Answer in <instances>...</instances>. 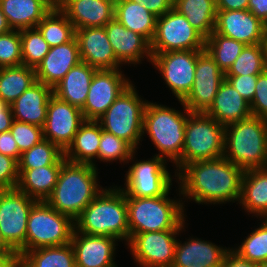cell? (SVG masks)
Returning <instances> with one entry per match:
<instances>
[{"instance_id": "cell-1", "label": "cell", "mask_w": 267, "mask_h": 267, "mask_svg": "<svg viewBox=\"0 0 267 267\" xmlns=\"http://www.w3.org/2000/svg\"><path fill=\"white\" fill-rule=\"evenodd\" d=\"M244 171L224 156L186 164L175 179L179 196L199 204L239 203Z\"/></svg>"}, {"instance_id": "cell-2", "label": "cell", "mask_w": 267, "mask_h": 267, "mask_svg": "<svg viewBox=\"0 0 267 267\" xmlns=\"http://www.w3.org/2000/svg\"><path fill=\"white\" fill-rule=\"evenodd\" d=\"M97 178L98 168L66 160L61 166L52 194L45 201L75 221L104 189L98 184Z\"/></svg>"}, {"instance_id": "cell-3", "label": "cell", "mask_w": 267, "mask_h": 267, "mask_svg": "<svg viewBox=\"0 0 267 267\" xmlns=\"http://www.w3.org/2000/svg\"><path fill=\"white\" fill-rule=\"evenodd\" d=\"M75 229L83 234L114 237L128 243L127 202L120 186L104 188L75 220Z\"/></svg>"}, {"instance_id": "cell-4", "label": "cell", "mask_w": 267, "mask_h": 267, "mask_svg": "<svg viewBox=\"0 0 267 267\" xmlns=\"http://www.w3.org/2000/svg\"><path fill=\"white\" fill-rule=\"evenodd\" d=\"M179 102L183 106L184 112L148 101L143 119V136L147 133L152 144L160 152L155 156H159L167 162L171 160L176 165L173 178L182 169L185 125L191 113L182 101Z\"/></svg>"}, {"instance_id": "cell-5", "label": "cell", "mask_w": 267, "mask_h": 267, "mask_svg": "<svg viewBox=\"0 0 267 267\" xmlns=\"http://www.w3.org/2000/svg\"><path fill=\"white\" fill-rule=\"evenodd\" d=\"M223 156L243 171L267 167V120L251 115L225 126Z\"/></svg>"}, {"instance_id": "cell-6", "label": "cell", "mask_w": 267, "mask_h": 267, "mask_svg": "<svg viewBox=\"0 0 267 267\" xmlns=\"http://www.w3.org/2000/svg\"><path fill=\"white\" fill-rule=\"evenodd\" d=\"M171 188L158 197H126L130 237L151 231L182 229L184 203L168 197Z\"/></svg>"}, {"instance_id": "cell-7", "label": "cell", "mask_w": 267, "mask_h": 267, "mask_svg": "<svg viewBox=\"0 0 267 267\" xmlns=\"http://www.w3.org/2000/svg\"><path fill=\"white\" fill-rule=\"evenodd\" d=\"M133 85L126 88L97 121L102 130L123 139L136 150L143 139V119L148 100L138 96Z\"/></svg>"}, {"instance_id": "cell-8", "label": "cell", "mask_w": 267, "mask_h": 267, "mask_svg": "<svg viewBox=\"0 0 267 267\" xmlns=\"http://www.w3.org/2000/svg\"><path fill=\"white\" fill-rule=\"evenodd\" d=\"M225 126L204 112H191L186 120L182 168L191 162L224 155Z\"/></svg>"}, {"instance_id": "cell-9", "label": "cell", "mask_w": 267, "mask_h": 267, "mask_svg": "<svg viewBox=\"0 0 267 267\" xmlns=\"http://www.w3.org/2000/svg\"><path fill=\"white\" fill-rule=\"evenodd\" d=\"M74 230L71 217L56 211L46 201H37L28 216L26 251L69 244Z\"/></svg>"}, {"instance_id": "cell-10", "label": "cell", "mask_w": 267, "mask_h": 267, "mask_svg": "<svg viewBox=\"0 0 267 267\" xmlns=\"http://www.w3.org/2000/svg\"><path fill=\"white\" fill-rule=\"evenodd\" d=\"M36 202L18 188L0 190V234L18 259L26 252L27 221Z\"/></svg>"}, {"instance_id": "cell-11", "label": "cell", "mask_w": 267, "mask_h": 267, "mask_svg": "<svg viewBox=\"0 0 267 267\" xmlns=\"http://www.w3.org/2000/svg\"><path fill=\"white\" fill-rule=\"evenodd\" d=\"M205 42L206 38L191 26L186 17L172 8L157 18L150 49L151 53L204 50Z\"/></svg>"}, {"instance_id": "cell-12", "label": "cell", "mask_w": 267, "mask_h": 267, "mask_svg": "<svg viewBox=\"0 0 267 267\" xmlns=\"http://www.w3.org/2000/svg\"><path fill=\"white\" fill-rule=\"evenodd\" d=\"M137 161V162H136ZM125 176V187H120L126 197H158L163 196L172 185L171 173L167 169V161L159 156L148 160H136Z\"/></svg>"}, {"instance_id": "cell-13", "label": "cell", "mask_w": 267, "mask_h": 267, "mask_svg": "<svg viewBox=\"0 0 267 267\" xmlns=\"http://www.w3.org/2000/svg\"><path fill=\"white\" fill-rule=\"evenodd\" d=\"M184 227L185 225L182 229L133 234L126 244L140 267H172L176 237L185 229Z\"/></svg>"}, {"instance_id": "cell-14", "label": "cell", "mask_w": 267, "mask_h": 267, "mask_svg": "<svg viewBox=\"0 0 267 267\" xmlns=\"http://www.w3.org/2000/svg\"><path fill=\"white\" fill-rule=\"evenodd\" d=\"M202 50H179L163 53H151L152 65L160 71L165 84L178 101L191 90L197 56Z\"/></svg>"}, {"instance_id": "cell-15", "label": "cell", "mask_w": 267, "mask_h": 267, "mask_svg": "<svg viewBox=\"0 0 267 267\" xmlns=\"http://www.w3.org/2000/svg\"><path fill=\"white\" fill-rule=\"evenodd\" d=\"M225 73L215 63L206 49L197 56L194 82L190 92L181 100L190 112H206L214 98Z\"/></svg>"}, {"instance_id": "cell-16", "label": "cell", "mask_w": 267, "mask_h": 267, "mask_svg": "<svg viewBox=\"0 0 267 267\" xmlns=\"http://www.w3.org/2000/svg\"><path fill=\"white\" fill-rule=\"evenodd\" d=\"M121 69L97 70L81 109L85 120L97 121L132 82Z\"/></svg>"}, {"instance_id": "cell-17", "label": "cell", "mask_w": 267, "mask_h": 267, "mask_svg": "<svg viewBox=\"0 0 267 267\" xmlns=\"http://www.w3.org/2000/svg\"><path fill=\"white\" fill-rule=\"evenodd\" d=\"M85 121L80 108L56 97H50L43 126L44 139L58 145L63 151L73 142L75 134Z\"/></svg>"}, {"instance_id": "cell-18", "label": "cell", "mask_w": 267, "mask_h": 267, "mask_svg": "<svg viewBox=\"0 0 267 267\" xmlns=\"http://www.w3.org/2000/svg\"><path fill=\"white\" fill-rule=\"evenodd\" d=\"M266 24L250 10H217L214 31L245 45L263 43Z\"/></svg>"}, {"instance_id": "cell-19", "label": "cell", "mask_w": 267, "mask_h": 267, "mask_svg": "<svg viewBox=\"0 0 267 267\" xmlns=\"http://www.w3.org/2000/svg\"><path fill=\"white\" fill-rule=\"evenodd\" d=\"M75 38L82 62L97 70L121 69L123 64L116 58L105 27L76 29Z\"/></svg>"}, {"instance_id": "cell-20", "label": "cell", "mask_w": 267, "mask_h": 267, "mask_svg": "<svg viewBox=\"0 0 267 267\" xmlns=\"http://www.w3.org/2000/svg\"><path fill=\"white\" fill-rule=\"evenodd\" d=\"M116 241L114 237L83 234L75 229L70 243L76 267H118L114 261Z\"/></svg>"}, {"instance_id": "cell-21", "label": "cell", "mask_w": 267, "mask_h": 267, "mask_svg": "<svg viewBox=\"0 0 267 267\" xmlns=\"http://www.w3.org/2000/svg\"><path fill=\"white\" fill-rule=\"evenodd\" d=\"M59 9L76 29L105 27L114 19L115 0H59Z\"/></svg>"}, {"instance_id": "cell-22", "label": "cell", "mask_w": 267, "mask_h": 267, "mask_svg": "<svg viewBox=\"0 0 267 267\" xmlns=\"http://www.w3.org/2000/svg\"><path fill=\"white\" fill-rule=\"evenodd\" d=\"M80 62L79 46L74 37L67 43L50 48L35 68L36 80L53 88Z\"/></svg>"}, {"instance_id": "cell-23", "label": "cell", "mask_w": 267, "mask_h": 267, "mask_svg": "<svg viewBox=\"0 0 267 267\" xmlns=\"http://www.w3.org/2000/svg\"><path fill=\"white\" fill-rule=\"evenodd\" d=\"M105 30L116 58L122 64L135 66L145 56L148 62L152 61L150 43L140 34L126 29L115 18L105 26Z\"/></svg>"}, {"instance_id": "cell-24", "label": "cell", "mask_w": 267, "mask_h": 267, "mask_svg": "<svg viewBox=\"0 0 267 267\" xmlns=\"http://www.w3.org/2000/svg\"><path fill=\"white\" fill-rule=\"evenodd\" d=\"M182 243L177 240L172 267H221L230 248L199 238H189Z\"/></svg>"}, {"instance_id": "cell-25", "label": "cell", "mask_w": 267, "mask_h": 267, "mask_svg": "<svg viewBox=\"0 0 267 267\" xmlns=\"http://www.w3.org/2000/svg\"><path fill=\"white\" fill-rule=\"evenodd\" d=\"M52 95V87L36 81L10 105L14 120L43 128Z\"/></svg>"}, {"instance_id": "cell-26", "label": "cell", "mask_w": 267, "mask_h": 267, "mask_svg": "<svg viewBox=\"0 0 267 267\" xmlns=\"http://www.w3.org/2000/svg\"><path fill=\"white\" fill-rule=\"evenodd\" d=\"M205 113L223 126L252 115L250 103L240 95L227 79L221 82L214 102Z\"/></svg>"}, {"instance_id": "cell-27", "label": "cell", "mask_w": 267, "mask_h": 267, "mask_svg": "<svg viewBox=\"0 0 267 267\" xmlns=\"http://www.w3.org/2000/svg\"><path fill=\"white\" fill-rule=\"evenodd\" d=\"M97 69L80 62L72 67L64 78L53 87V94L80 109L84 107L92 77Z\"/></svg>"}, {"instance_id": "cell-28", "label": "cell", "mask_w": 267, "mask_h": 267, "mask_svg": "<svg viewBox=\"0 0 267 267\" xmlns=\"http://www.w3.org/2000/svg\"><path fill=\"white\" fill-rule=\"evenodd\" d=\"M100 139L101 125L99 122L85 120L75 134L73 142L64 151L65 159L73 163L91 164L97 168L94 159L98 157Z\"/></svg>"}, {"instance_id": "cell-29", "label": "cell", "mask_w": 267, "mask_h": 267, "mask_svg": "<svg viewBox=\"0 0 267 267\" xmlns=\"http://www.w3.org/2000/svg\"><path fill=\"white\" fill-rule=\"evenodd\" d=\"M239 204L248 215L267 216V167L244 171Z\"/></svg>"}, {"instance_id": "cell-30", "label": "cell", "mask_w": 267, "mask_h": 267, "mask_svg": "<svg viewBox=\"0 0 267 267\" xmlns=\"http://www.w3.org/2000/svg\"><path fill=\"white\" fill-rule=\"evenodd\" d=\"M0 7L12 30L36 27L51 11L41 0H0Z\"/></svg>"}, {"instance_id": "cell-31", "label": "cell", "mask_w": 267, "mask_h": 267, "mask_svg": "<svg viewBox=\"0 0 267 267\" xmlns=\"http://www.w3.org/2000/svg\"><path fill=\"white\" fill-rule=\"evenodd\" d=\"M114 18L126 29L143 36L152 42L156 31L157 17L149 12L143 4L130 0H115Z\"/></svg>"}, {"instance_id": "cell-32", "label": "cell", "mask_w": 267, "mask_h": 267, "mask_svg": "<svg viewBox=\"0 0 267 267\" xmlns=\"http://www.w3.org/2000/svg\"><path fill=\"white\" fill-rule=\"evenodd\" d=\"M62 165H49L19 171L17 188L37 201H45L53 192Z\"/></svg>"}, {"instance_id": "cell-33", "label": "cell", "mask_w": 267, "mask_h": 267, "mask_svg": "<svg viewBox=\"0 0 267 267\" xmlns=\"http://www.w3.org/2000/svg\"><path fill=\"white\" fill-rule=\"evenodd\" d=\"M173 9L185 16L205 38L214 31L217 15L215 0H173Z\"/></svg>"}, {"instance_id": "cell-34", "label": "cell", "mask_w": 267, "mask_h": 267, "mask_svg": "<svg viewBox=\"0 0 267 267\" xmlns=\"http://www.w3.org/2000/svg\"><path fill=\"white\" fill-rule=\"evenodd\" d=\"M17 267H76L74 250L71 243L29 250L18 259Z\"/></svg>"}, {"instance_id": "cell-35", "label": "cell", "mask_w": 267, "mask_h": 267, "mask_svg": "<svg viewBox=\"0 0 267 267\" xmlns=\"http://www.w3.org/2000/svg\"><path fill=\"white\" fill-rule=\"evenodd\" d=\"M35 68L18 65L0 68V99L11 105L36 82Z\"/></svg>"}, {"instance_id": "cell-36", "label": "cell", "mask_w": 267, "mask_h": 267, "mask_svg": "<svg viewBox=\"0 0 267 267\" xmlns=\"http://www.w3.org/2000/svg\"><path fill=\"white\" fill-rule=\"evenodd\" d=\"M50 48L67 43L75 37V27L59 9L51 10L36 26Z\"/></svg>"}, {"instance_id": "cell-37", "label": "cell", "mask_w": 267, "mask_h": 267, "mask_svg": "<svg viewBox=\"0 0 267 267\" xmlns=\"http://www.w3.org/2000/svg\"><path fill=\"white\" fill-rule=\"evenodd\" d=\"M65 161L64 151L58 145L43 139L40 143L21 154L18 161V170L62 165Z\"/></svg>"}, {"instance_id": "cell-38", "label": "cell", "mask_w": 267, "mask_h": 267, "mask_svg": "<svg viewBox=\"0 0 267 267\" xmlns=\"http://www.w3.org/2000/svg\"><path fill=\"white\" fill-rule=\"evenodd\" d=\"M246 45L213 31L206 38L205 49L214 58L219 68L226 73Z\"/></svg>"}, {"instance_id": "cell-39", "label": "cell", "mask_w": 267, "mask_h": 267, "mask_svg": "<svg viewBox=\"0 0 267 267\" xmlns=\"http://www.w3.org/2000/svg\"><path fill=\"white\" fill-rule=\"evenodd\" d=\"M267 70L263 43L246 45L225 75H259Z\"/></svg>"}, {"instance_id": "cell-40", "label": "cell", "mask_w": 267, "mask_h": 267, "mask_svg": "<svg viewBox=\"0 0 267 267\" xmlns=\"http://www.w3.org/2000/svg\"><path fill=\"white\" fill-rule=\"evenodd\" d=\"M261 222L260 227L248 234L241 245L231 248L240 257L256 264L267 261V220L263 218Z\"/></svg>"}, {"instance_id": "cell-41", "label": "cell", "mask_w": 267, "mask_h": 267, "mask_svg": "<svg viewBox=\"0 0 267 267\" xmlns=\"http://www.w3.org/2000/svg\"><path fill=\"white\" fill-rule=\"evenodd\" d=\"M22 64L36 68L49 52L50 46L37 27L20 30Z\"/></svg>"}, {"instance_id": "cell-42", "label": "cell", "mask_w": 267, "mask_h": 267, "mask_svg": "<svg viewBox=\"0 0 267 267\" xmlns=\"http://www.w3.org/2000/svg\"><path fill=\"white\" fill-rule=\"evenodd\" d=\"M137 150L123 139L117 138L101 128V139L97 159L103 162H113L119 160L120 163L131 162Z\"/></svg>"}, {"instance_id": "cell-43", "label": "cell", "mask_w": 267, "mask_h": 267, "mask_svg": "<svg viewBox=\"0 0 267 267\" xmlns=\"http://www.w3.org/2000/svg\"><path fill=\"white\" fill-rule=\"evenodd\" d=\"M22 64L21 35L19 30L0 34V68Z\"/></svg>"}, {"instance_id": "cell-44", "label": "cell", "mask_w": 267, "mask_h": 267, "mask_svg": "<svg viewBox=\"0 0 267 267\" xmlns=\"http://www.w3.org/2000/svg\"><path fill=\"white\" fill-rule=\"evenodd\" d=\"M10 132L22 154L40 143L43 139V128L26 122L13 121Z\"/></svg>"}, {"instance_id": "cell-45", "label": "cell", "mask_w": 267, "mask_h": 267, "mask_svg": "<svg viewBox=\"0 0 267 267\" xmlns=\"http://www.w3.org/2000/svg\"><path fill=\"white\" fill-rule=\"evenodd\" d=\"M18 181V161L0 153V190L17 188Z\"/></svg>"}, {"instance_id": "cell-46", "label": "cell", "mask_w": 267, "mask_h": 267, "mask_svg": "<svg viewBox=\"0 0 267 267\" xmlns=\"http://www.w3.org/2000/svg\"><path fill=\"white\" fill-rule=\"evenodd\" d=\"M255 94L250 103L254 116L267 120V70L258 75Z\"/></svg>"}, {"instance_id": "cell-47", "label": "cell", "mask_w": 267, "mask_h": 267, "mask_svg": "<svg viewBox=\"0 0 267 267\" xmlns=\"http://www.w3.org/2000/svg\"><path fill=\"white\" fill-rule=\"evenodd\" d=\"M257 78L258 75H225V79H227L249 103L252 102L256 91L255 86Z\"/></svg>"}, {"instance_id": "cell-48", "label": "cell", "mask_w": 267, "mask_h": 267, "mask_svg": "<svg viewBox=\"0 0 267 267\" xmlns=\"http://www.w3.org/2000/svg\"><path fill=\"white\" fill-rule=\"evenodd\" d=\"M0 153L19 161L21 153L10 130L0 133Z\"/></svg>"}, {"instance_id": "cell-49", "label": "cell", "mask_w": 267, "mask_h": 267, "mask_svg": "<svg viewBox=\"0 0 267 267\" xmlns=\"http://www.w3.org/2000/svg\"><path fill=\"white\" fill-rule=\"evenodd\" d=\"M134 3L143 4L144 7L157 18L173 8V0H130Z\"/></svg>"}, {"instance_id": "cell-50", "label": "cell", "mask_w": 267, "mask_h": 267, "mask_svg": "<svg viewBox=\"0 0 267 267\" xmlns=\"http://www.w3.org/2000/svg\"><path fill=\"white\" fill-rule=\"evenodd\" d=\"M221 267H258V264L240 257L236 252L230 249L226 253Z\"/></svg>"}, {"instance_id": "cell-51", "label": "cell", "mask_w": 267, "mask_h": 267, "mask_svg": "<svg viewBox=\"0 0 267 267\" xmlns=\"http://www.w3.org/2000/svg\"><path fill=\"white\" fill-rule=\"evenodd\" d=\"M13 121L11 106L0 99V133L9 131Z\"/></svg>"}, {"instance_id": "cell-52", "label": "cell", "mask_w": 267, "mask_h": 267, "mask_svg": "<svg viewBox=\"0 0 267 267\" xmlns=\"http://www.w3.org/2000/svg\"><path fill=\"white\" fill-rule=\"evenodd\" d=\"M248 10L267 25V0H249Z\"/></svg>"}, {"instance_id": "cell-53", "label": "cell", "mask_w": 267, "mask_h": 267, "mask_svg": "<svg viewBox=\"0 0 267 267\" xmlns=\"http://www.w3.org/2000/svg\"><path fill=\"white\" fill-rule=\"evenodd\" d=\"M216 10H247L249 0H215Z\"/></svg>"}, {"instance_id": "cell-54", "label": "cell", "mask_w": 267, "mask_h": 267, "mask_svg": "<svg viewBox=\"0 0 267 267\" xmlns=\"http://www.w3.org/2000/svg\"><path fill=\"white\" fill-rule=\"evenodd\" d=\"M17 254H0V267H17Z\"/></svg>"}, {"instance_id": "cell-55", "label": "cell", "mask_w": 267, "mask_h": 267, "mask_svg": "<svg viewBox=\"0 0 267 267\" xmlns=\"http://www.w3.org/2000/svg\"><path fill=\"white\" fill-rule=\"evenodd\" d=\"M10 30H12V29L8 25V22L6 20V17L3 14L2 9L0 7V34L9 32Z\"/></svg>"}, {"instance_id": "cell-56", "label": "cell", "mask_w": 267, "mask_h": 267, "mask_svg": "<svg viewBox=\"0 0 267 267\" xmlns=\"http://www.w3.org/2000/svg\"><path fill=\"white\" fill-rule=\"evenodd\" d=\"M0 254H16L2 239L0 234Z\"/></svg>"}, {"instance_id": "cell-57", "label": "cell", "mask_w": 267, "mask_h": 267, "mask_svg": "<svg viewBox=\"0 0 267 267\" xmlns=\"http://www.w3.org/2000/svg\"><path fill=\"white\" fill-rule=\"evenodd\" d=\"M43 1L51 10L59 8V0H41Z\"/></svg>"}, {"instance_id": "cell-58", "label": "cell", "mask_w": 267, "mask_h": 267, "mask_svg": "<svg viewBox=\"0 0 267 267\" xmlns=\"http://www.w3.org/2000/svg\"><path fill=\"white\" fill-rule=\"evenodd\" d=\"M263 46H264L265 54L267 57V25H266L265 32H264Z\"/></svg>"}, {"instance_id": "cell-59", "label": "cell", "mask_w": 267, "mask_h": 267, "mask_svg": "<svg viewBox=\"0 0 267 267\" xmlns=\"http://www.w3.org/2000/svg\"><path fill=\"white\" fill-rule=\"evenodd\" d=\"M258 267H267V261L264 262V263H260V264H258Z\"/></svg>"}]
</instances>
